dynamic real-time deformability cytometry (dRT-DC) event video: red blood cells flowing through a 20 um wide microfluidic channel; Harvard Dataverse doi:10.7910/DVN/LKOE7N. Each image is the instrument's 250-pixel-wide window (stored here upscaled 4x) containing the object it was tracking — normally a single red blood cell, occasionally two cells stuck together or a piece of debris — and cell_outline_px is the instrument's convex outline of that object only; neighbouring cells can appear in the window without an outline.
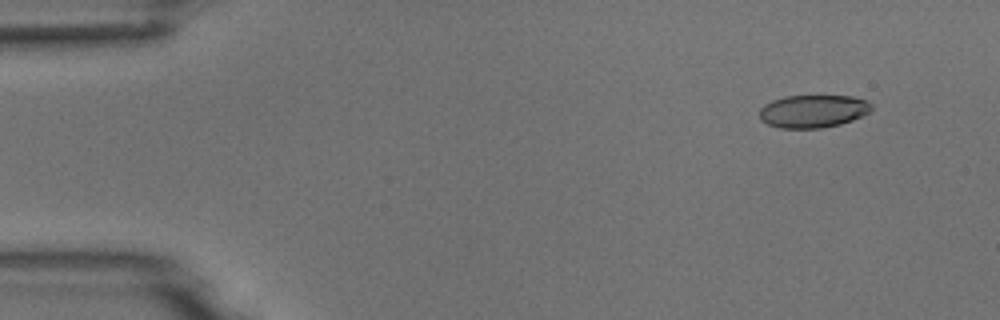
{"species": "common noctule bat (a hibernating species)", "species_latin": "Nyctalus noctula", "temperature_condition": "room temperature", "stored_images_in_passage": 5, "camera_frame_rate_fps": 3000, "um_per_image_px": 0.085, "animal": {"sex": "male", "body_mass_g": 18.8}, "frame": {"image": 1, "passage_image": 2, "time_ms": 1.0, "image_size_px": [1000, 320], "cell_outline_px": [[872, 108], [868, 112], [852, 120], [840, 124], [820, 128], [780, 128], [768, 124], [760, 120], [760, 108], [764, 104], [772, 100], [784, 96], [852, 96], [864, 100], [872, 104]], "centroid_in_image_um": [69.07, 9.45], "position_along_channel_um": 15.9, "area_um2": 21.33}}
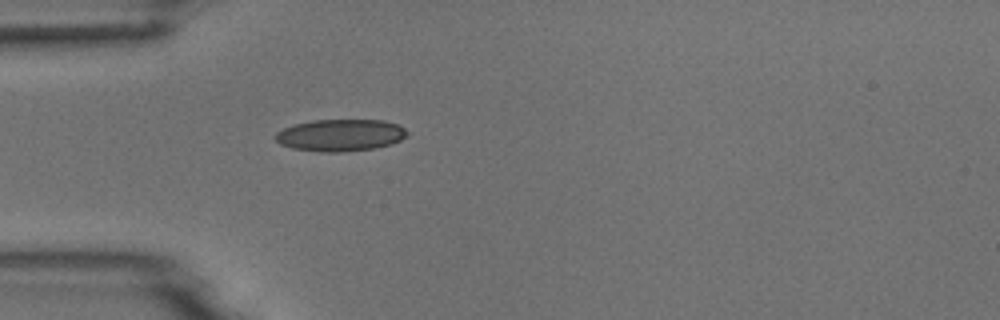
{"frame": {"image": 2, "passage_image": 5, "time_ms": 4.667, "image_size_px": [1000, 320], "cell_outline_px": [[408, 136], [392, 144], [376, 148], [340, 152], [320, 152], [292, 148], [280, 144], [272, 136], [276, 132], [292, 124], [312, 120], [384, 120], [400, 124], [408, 132]], "centroid_in_image_um": [28.93, 11.48], "position_along_channel_um": 56.1, "area_um2": 24.91}}